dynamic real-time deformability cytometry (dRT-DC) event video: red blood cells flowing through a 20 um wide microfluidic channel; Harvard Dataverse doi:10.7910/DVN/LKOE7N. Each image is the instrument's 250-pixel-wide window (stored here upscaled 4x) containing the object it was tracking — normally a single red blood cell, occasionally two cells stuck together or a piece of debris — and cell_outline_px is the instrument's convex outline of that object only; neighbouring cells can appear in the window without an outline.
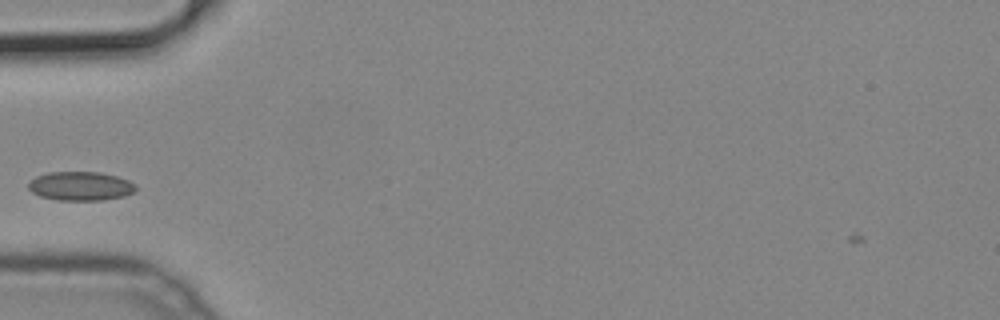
{"species": "common noctule bat (a hibernating species)", "species_latin": "Nyctalus noctula", "temperature_condition": "cold", "stored_images_in_passage": 36, "camera_frame_rate_fps": 3000, "um_per_image_px": 0.085, "animal": {"sex": "male", "body_mass_g": 19.2, "forearm_length_mm": 51.8}, "frame": {"image": 1, "passage_image": 2, "time_ms": 0.333, "image_size_px": [1000, 320], "cell_outline_px": [[136, 188], [132, 192], [124, 196], [104, 200], [56, 200], [40, 196], [32, 192], [28, 188], [28, 184], [36, 176], [48, 172], [100, 172], [116, 176], [128, 180], [136, 184]], "centroid_in_image_um": [6.84, 15.82], "position_along_channel_um": 78.2, "area_um2": 18.09}}
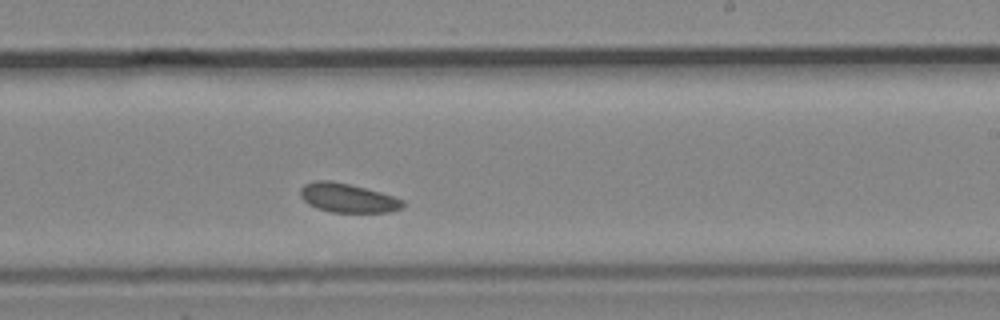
{"frame": {"image": 2, "passage_image": 16, "time_ms": 5.0, "image_size_px": [1000, 320], "cell_outline_px": [[404, 208], [388, 212], [332, 212], [316, 208], [308, 204], [300, 196], [300, 188], [304, 184], [316, 180], [328, 180], [348, 184], [380, 192], [404, 200]], "centroid_in_image_um": [29.54, 16.83], "position_along_channel_um": 259.5, "area_um2": 17.28}}
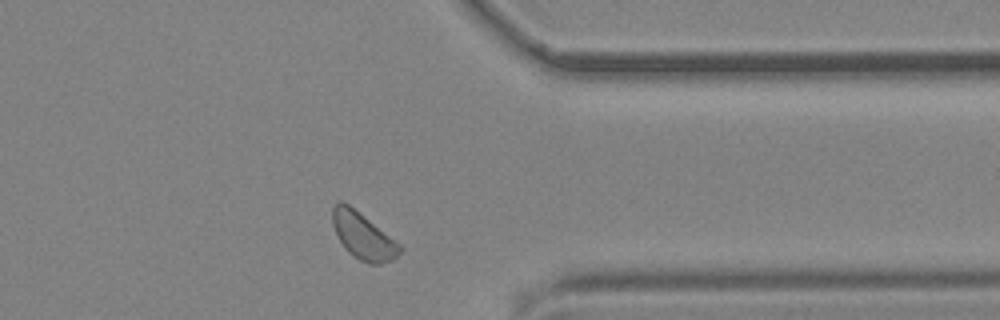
{"frame": {"image": 3, "passage_image": 26, "time_ms": 8.333, "image_size_px": [1000, 320], "cell_outline_px": [[404, 248], [392, 260], [380, 264], [368, 264], [360, 260], [348, 252], [340, 240], [332, 224], [332, 208], [340, 200], [348, 204], [400, 244]], "centroid_in_image_um": [30.86, 20.07], "position_along_channel_um": 380.5, "area_um2": 17.86}}